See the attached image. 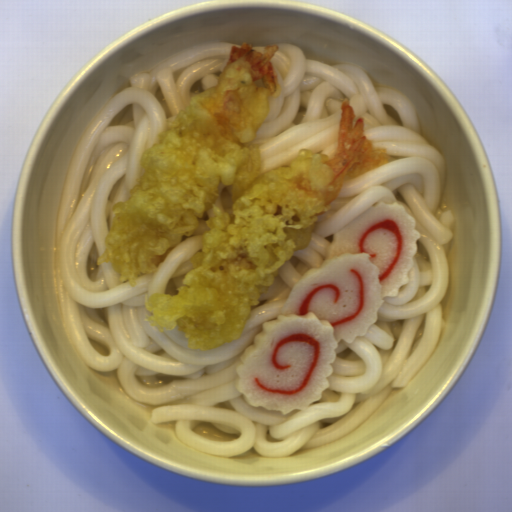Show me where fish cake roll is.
I'll return each instance as SVG.
<instances>
[{"mask_svg": "<svg viewBox=\"0 0 512 512\" xmlns=\"http://www.w3.org/2000/svg\"><path fill=\"white\" fill-rule=\"evenodd\" d=\"M416 226L399 202L380 200L334 233L320 266L303 273L239 354L235 389L248 405L284 416L322 399L339 342L366 337L385 298L410 283Z\"/></svg>", "mask_w": 512, "mask_h": 512, "instance_id": "fish-cake-roll-1", "label": "fish cake roll"}]
</instances>
